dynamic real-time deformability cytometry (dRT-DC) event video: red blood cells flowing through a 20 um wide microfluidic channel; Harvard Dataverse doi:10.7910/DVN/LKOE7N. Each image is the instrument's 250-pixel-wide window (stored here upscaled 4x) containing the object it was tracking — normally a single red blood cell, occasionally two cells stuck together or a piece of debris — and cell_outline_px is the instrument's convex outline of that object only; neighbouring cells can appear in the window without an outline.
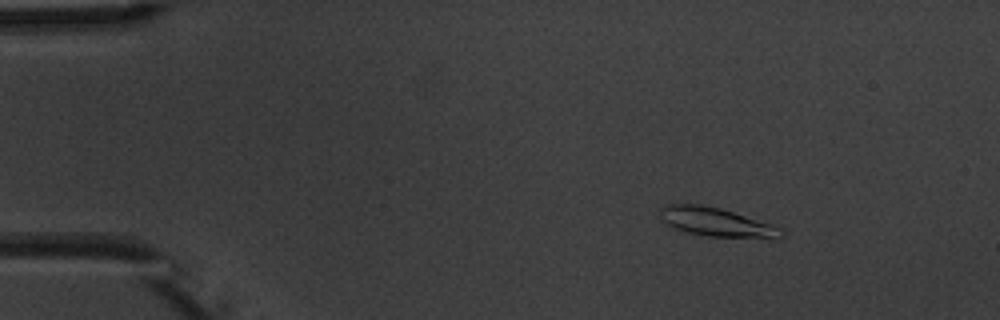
{"species": "common noctule bat (a hibernating species)", "species_latin": "Nyctalus noctula", "temperature_condition": "warm", "stored_images_in_passage": 6, "camera_frame_rate_fps": 3000, "um_per_image_px": 0.085, "animal": {"sex": "male", "body_mass_g": 20.1, "forearm_length_mm": 53.5}, "frame": {"image": 1, "passage_image": 3, "time_ms": 2.333, "image_size_px": [1000, 320], "cell_outline_px": [[784, 236], [776, 240], [708, 236], [688, 232], [672, 228], [664, 220], [660, 208], [664, 204], [700, 204], [720, 208], [772, 224], [784, 228]], "centroid_in_image_um": [61.02, 18.91], "position_along_channel_um": 24.0, "area_um2": 20.69}}